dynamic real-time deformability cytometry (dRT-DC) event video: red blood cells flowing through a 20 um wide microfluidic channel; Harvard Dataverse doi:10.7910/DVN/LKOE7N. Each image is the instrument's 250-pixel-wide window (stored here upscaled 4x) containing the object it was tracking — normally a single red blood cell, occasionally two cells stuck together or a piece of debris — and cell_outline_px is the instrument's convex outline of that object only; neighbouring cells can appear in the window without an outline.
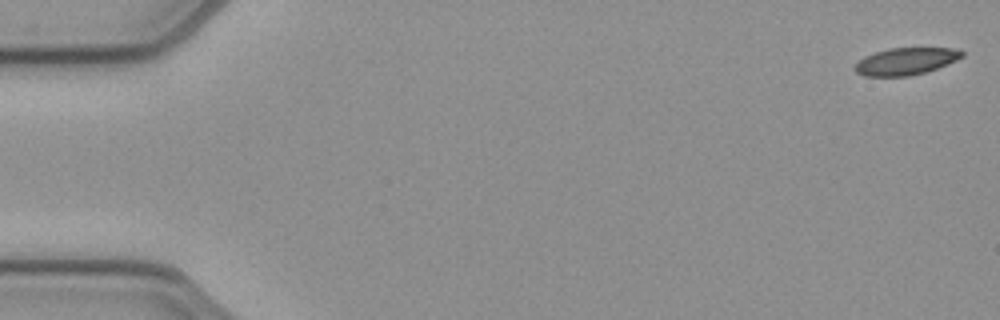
{"species": "common noctule bat (a hibernating species)", "species_latin": "Nyctalus noctula", "temperature_condition": "cold", "stored_images_in_passage": 52, "camera_frame_rate_fps": 3000, "um_per_image_px": 0.085, "animal": {"sex": "female", "body_mass_g": 21.9}, "frame": {"image": 1, "passage_image": 1, "time_ms": 0.0, "image_size_px": [1000, 320], "cell_outline_px": [[964, 56], [948, 64], [912, 76], [864, 76], [856, 72], [856, 64], [864, 56], [888, 48], [952, 48], [964, 52]], "centroid_in_image_um": [77.0, 5.21], "position_along_channel_um": 8.0, "area_um2": 16.76}}
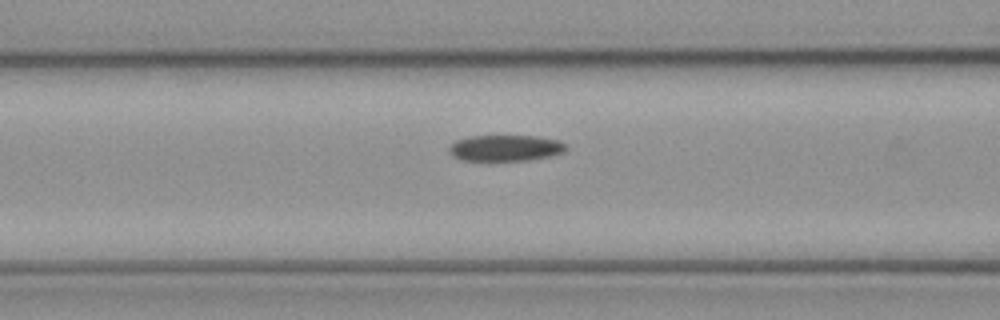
{"frame": {"image": 2, "passage_image": 21, "time_ms": 6.667, "image_size_px": [1000, 320], "cell_outline_px": [[568, 148], [564, 152], [548, 156], [528, 160], [460, 160], [452, 156], [448, 152], [448, 148], [456, 140], [468, 136], [536, 136], [560, 140]], "centroid_in_image_um": [42.94, 12.57], "position_along_channel_um": 123.7, "area_um2": 17.8}}
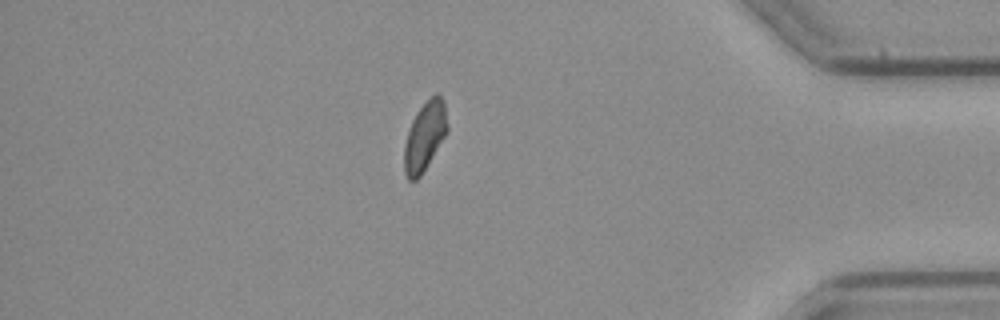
{"frame": {"image": 3, "passage_image": 45, "time_ms": 14.667, "image_size_px": [1000, 320], "cell_outline_px": [[448, 132], [420, 176], [416, 180], [408, 180], [404, 172], [404, 144], [408, 128], [416, 112], [436, 92], [444, 100], [448, 128]], "centroid_in_image_um": [36.1, 11.59], "position_along_channel_um": 399.1, "area_um2": 17.34}, "authors_computed_cell_mechanics": {"area_um2": 18.2648, "velocity_mm_per_s": 3.9123, "shape_relaxation_time_tau1_ms": null, "shape_relaxation_time_tau2_ms": 6.6755, "deformation_change_tau1": null, "deformation_change_tau2": 0.1243}}